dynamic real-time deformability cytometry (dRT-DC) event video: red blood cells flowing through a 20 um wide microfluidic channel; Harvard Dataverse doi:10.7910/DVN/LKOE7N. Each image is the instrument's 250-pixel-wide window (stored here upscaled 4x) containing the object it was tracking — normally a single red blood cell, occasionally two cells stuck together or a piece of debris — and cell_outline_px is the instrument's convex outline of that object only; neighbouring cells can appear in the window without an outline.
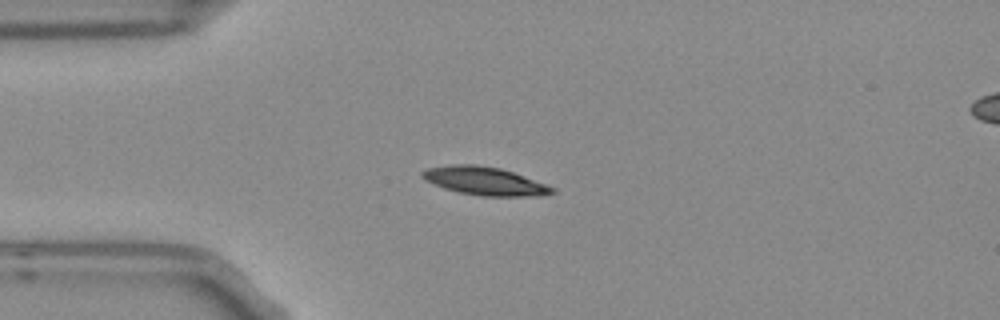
{"species": "Egyptian fruit bat (a non-hibernating species)", "species_latin": "Rousettus aegyptiacus", "temperature_condition": "room temperature", "stored_images_in_passage": 5, "camera_frame_rate_fps": 3000, "um_per_image_px": 0.085, "frame": {"image": 1, "passage_image": 3, "time_ms": 0.667, "image_size_px": [1000, 320], "cell_outline_px": [[556, 192], [540, 196], [484, 196], [460, 192], [444, 188], [420, 176], [420, 172], [428, 168], [452, 164], [476, 164], [500, 168], [548, 184], [556, 188]], "centroid_in_image_um": [41.25, 15.38], "position_along_channel_um": 43.7, "area_um2": 21.27}}
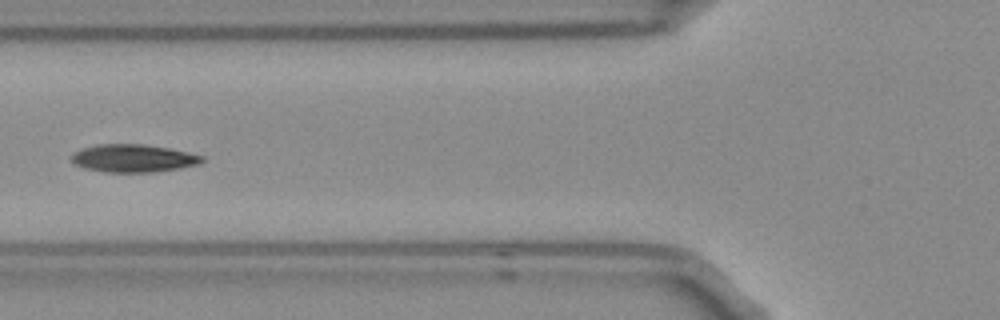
{"frame": {"image": 2, "passage_image": 5, "time_ms": 1.333, "image_size_px": [1000, 320], "cell_outline_px": [[204, 160], [200, 164], [180, 168], [156, 172], [104, 172], [84, 168], [72, 164], [68, 160], [68, 156], [72, 152], [80, 148], [96, 144], [144, 144], [168, 148], [188, 152], [204, 156]], "centroid_in_image_um": [11.24, 13.45], "position_along_channel_um": 114.6, "area_um2": 21.68}}